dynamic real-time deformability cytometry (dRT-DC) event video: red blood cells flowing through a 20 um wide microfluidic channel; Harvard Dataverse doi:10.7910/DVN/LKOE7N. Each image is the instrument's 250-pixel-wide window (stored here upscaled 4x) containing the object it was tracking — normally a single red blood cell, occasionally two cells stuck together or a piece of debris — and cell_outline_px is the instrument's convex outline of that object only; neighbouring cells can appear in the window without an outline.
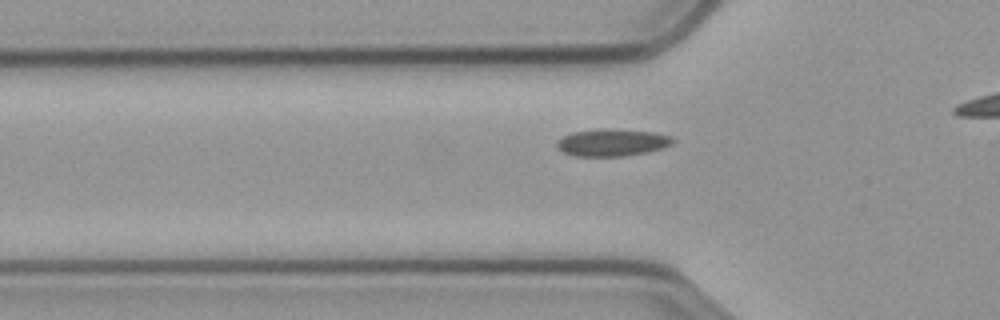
{"species": "common noctule bat (a hibernating species)", "species_latin": "Nyctalus noctula", "temperature_condition": "cold", "stored_images_in_passage": 24, "camera_frame_rate_fps": 3000, "um_per_image_px": 0.085, "animal": {"sex": "male", "body_mass_g": 23.1, "forearm_length_mm": 52.7}, "frame": {"image": 1, "passage_image": 14, "time_ms": 4.333, "image_size_px": [1000, 320], "cell_outline_px": [[676, 140], [672, 144], [664, 148], [648, 152], [624, 156], [576, 156], [564, 152], [556, 148], [556, 140], [572, 132], [600, 128], [604, 128], [656, 132], [672, 136]], "centroid_in_image_um": [52.06, 12.11], "position_along_channel_um": 73.7, "area_um2": 18.67}}
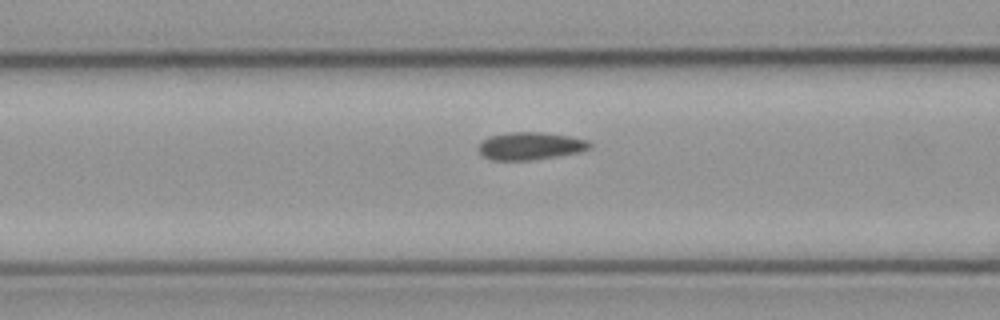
{"frame": {"image": 2, "passage_image": 18, "time_ms": 5.667, "image_size_px": [1000, 320], "cell_outline_px": [[592, 148], [580, 152], [532, 160], [492, 160], [480, 156], [476, 148], [488, 136], [508, 132], [540, 132], [568, 136], [592, 140]], "centroid_in_image_um": [45.08, 12.41], "position_along_channel_um": 121.5, "area_um2": 18.21}}
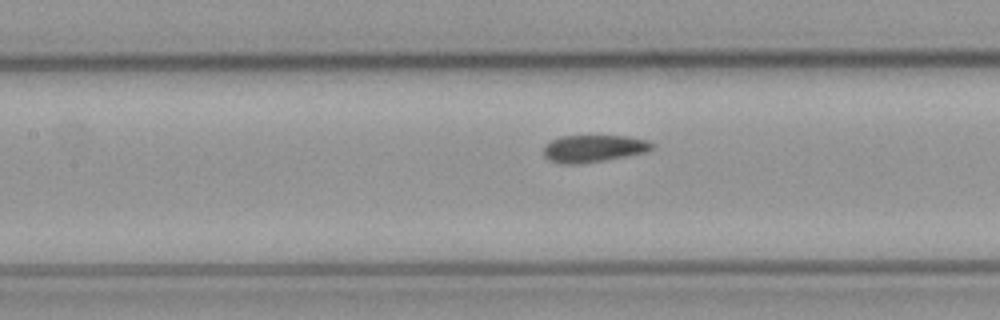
{"frame": {"image": 3, "passage_image": 21, "time_ms": 6.667, "image_size_px": [1000, 320], "cell_outline_px": [[656, 144], [652, 148], [644, 152], [604, 160], [576, 164], [560, 164], [548, 160], [544, 156], [544, 144], [548, 140], [560, 136], [628, 136], [648, 140]], "centroid_in_image_um": [50.4, 12.61], "position_along_channel_um": 157.0, "area_um2": 17.28}}